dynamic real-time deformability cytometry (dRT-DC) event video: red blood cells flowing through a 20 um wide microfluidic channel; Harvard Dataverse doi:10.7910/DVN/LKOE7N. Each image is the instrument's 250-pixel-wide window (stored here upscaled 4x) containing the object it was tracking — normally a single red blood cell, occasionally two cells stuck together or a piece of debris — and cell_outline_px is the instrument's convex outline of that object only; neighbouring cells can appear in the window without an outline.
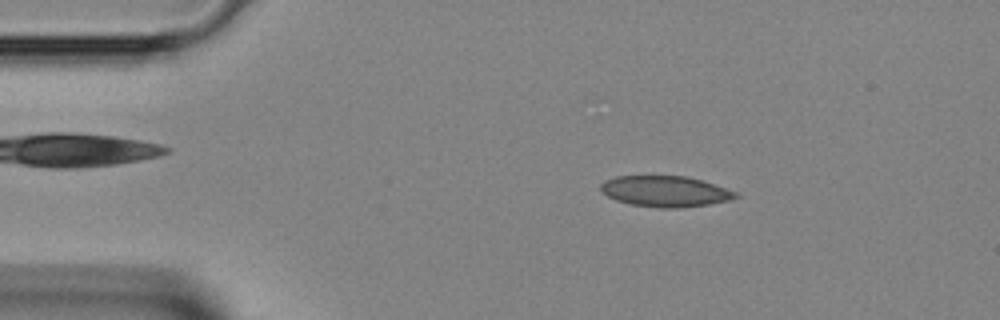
{"species": "Egyptian fruit bat (a non-hibernating species)", "species_latin": "Rousettus aegyptiacus", "temperature_condition": "room temperature", "stored_images_in_passage": 36, "camera_frame_rate_fps": 3000, "um_per_image_px": 0.085, "animal": {"sex": "female"}, "frame": {"image": 1, "passage_image": 1, "time_ms": 0.0, "image_size_px": [1000, 320], "cell_outline_px": [[740, 196], [732, 200], [684, 208], [660, 208], [632, 204], [616, 200], [608, 196], [600, 188], [600, 184], [604, 180], [616, 176], [684, 176], [700, 180], [736, 192]], "centroid_in_image_um": [56.54, 16.27], "position_along_channel_um": 28.5, "area_um2": 24.1}}
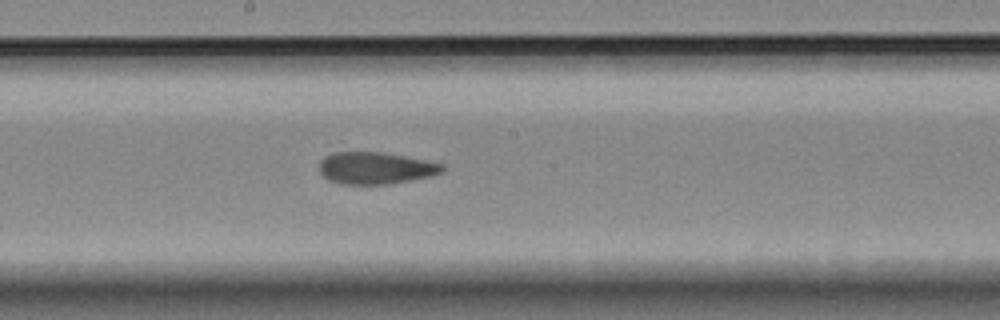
{"frame": {"image": 2, "passage_image": 16, "time_ms": 5.0, "image_size_px": [1000, 320], "cell_outline_px": [[444, 172], [432, 176], [412, 180], [388, 184], [340, 184], [328, 180], [320, 172], [320, 160], [324, 156], [336, 152], [384, 152], [428, 160], [444, 164]], "centroid_in_image_um": [31.96, 14.28], "position_along_channel_um": 216.2, "area_um2": 23.18}}
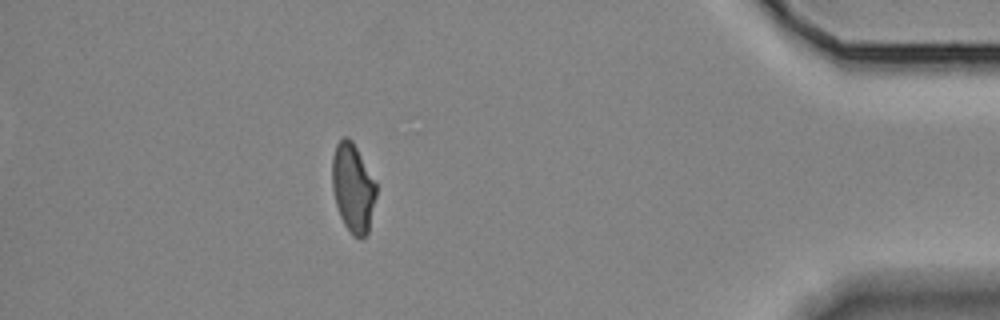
{"frame": {"image": 3, "passage_image": 31, "time_ms": 10.0, "image_size_px": [1000, 320], "cell_outline_px": [[376, 196], [368, 232], [360, 240], [352, 236], [344, 224], [340, 216], [336, 204], [332, 188], [332, 156], [336, 144], [344, 136], [348, 136], [352, 140], [376, 184]], "centroid_in_image_um": [29.98, 15.98], "position_along_channel_um": 405.2, "area_um2": 22.72}}